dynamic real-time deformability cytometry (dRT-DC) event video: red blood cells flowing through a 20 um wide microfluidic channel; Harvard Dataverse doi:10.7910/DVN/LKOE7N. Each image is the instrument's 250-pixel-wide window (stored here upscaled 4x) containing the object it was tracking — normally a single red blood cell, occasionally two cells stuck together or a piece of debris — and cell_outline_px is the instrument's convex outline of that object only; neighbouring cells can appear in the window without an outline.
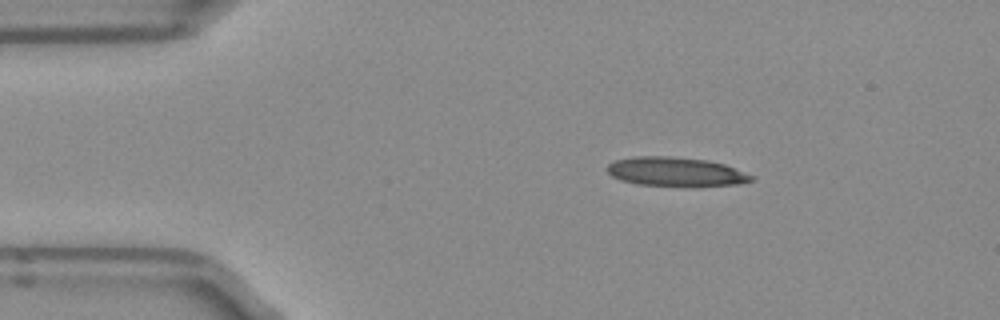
{"species": "Egyptian fruit bat (a non-hibernating species)", "species_latin": "Rousettus aegyptiacus", "temperature_condition": "room temperature", "stored_images_in_passage": 3, "camera_frame_rate_fps": 3000, "um_per_image_px": 0.085, "frame": {"image": 1, "passage_image": 1, "time_ms": 0.0, "image_size_px": [1000, 320], "cell_outline_px": [[756, 180], [740, 184], [636, 184], [620, 180], [612, 176], [604, 168], [608, 164], [616, 160], [636, 156], [668, 156], [708, 160], [724, 164], [756, 176]], "centroid_in_image_um": [57.43, 14.56], "position_along_channel_um": 27.6, "area_um2": 23.81}}